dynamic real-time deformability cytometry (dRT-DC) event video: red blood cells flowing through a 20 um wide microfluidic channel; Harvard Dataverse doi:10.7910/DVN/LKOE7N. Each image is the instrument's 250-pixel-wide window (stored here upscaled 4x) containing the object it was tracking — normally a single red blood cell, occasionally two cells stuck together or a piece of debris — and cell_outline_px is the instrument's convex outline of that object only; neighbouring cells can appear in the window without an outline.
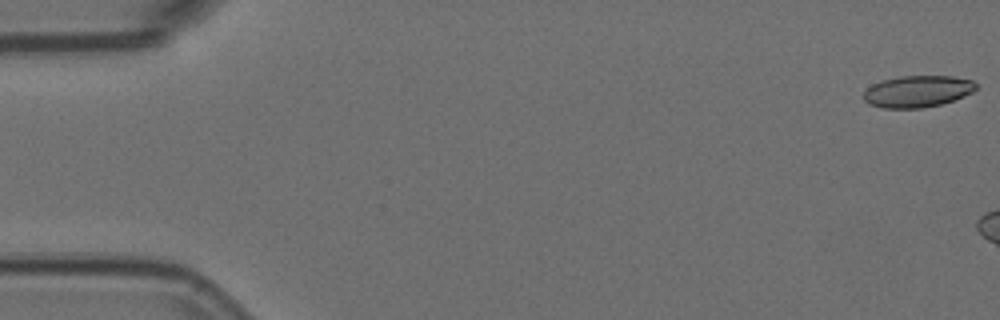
{"species": "Egyptian fruit bat (a non-hibernating species)", "species_latin": "Rousettus aegyptiacus", "temperature_condition": "room temperature", "stored_images_in_passage": 5, "camera_frame_rate_fps": 3000, "um_per_image_px": 0.085, "animal": {"sex": "female"}, "frame": {"image": 1, "passage_image": 1, "time_ms": 0.0, "image_size_px": [1000, 320], "cell_outline_px": [[976, 88], [972, 92], [964, 96], [940, 104], [924, 108], [884, 108], [868, 104], [864, 100], [864, 92], [872, 84], [880, 80], [900, 76], [952, 76], [972, 80], [976, 84]], "centroid_in_image_um": [77.96, 7.76], "position_along_channel_um": 7.0, "area_um2": 20.75}}